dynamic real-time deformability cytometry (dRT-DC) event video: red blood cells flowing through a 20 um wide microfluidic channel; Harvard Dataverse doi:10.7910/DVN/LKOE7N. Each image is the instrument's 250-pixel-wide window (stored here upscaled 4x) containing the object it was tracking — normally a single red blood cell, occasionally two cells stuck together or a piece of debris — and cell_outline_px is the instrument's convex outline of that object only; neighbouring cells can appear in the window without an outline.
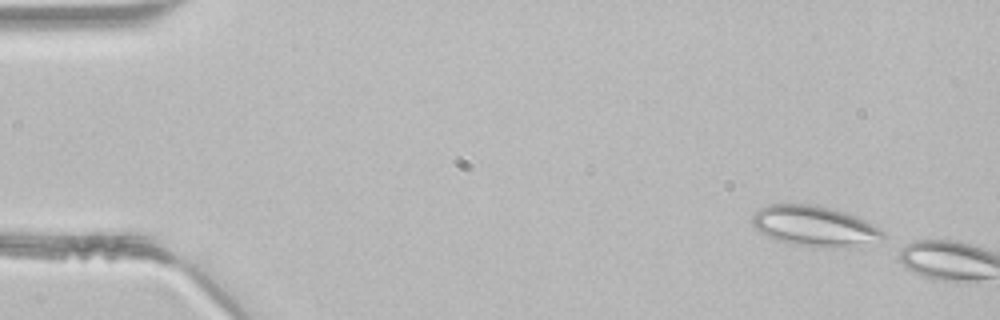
{"species": "common noctule bat (a hibernating species)", "species_latin": "Nyctalus noctula", "temperature_condition": "room temperature", "stored_images_in_passage": 4, "camera_frame_rate_fps": 3000, "um_per_image_px": 0.085, "animal": {"sex": "male", "body_mass_g": 21.5, "forearm_length_mm": 52.0}, "frame": {"image": 1, "passage_image": 2, "time_ms": 0.333, "image_size_px": [1000, 320], "cell_outline_px": [[888, 236], [884, 240], [860, 248], [844, 248], [800, 244], [776, 240], [760, 232], [752, 224], [752, 216], [760, 208], [768, 204], [816, 204], [836, 208], [856, 216], [880, 228]], "centroid_in_image_um": [69.35, 19.22], "position_along_channel_um": 15.6, "area_um2": 31.27}}